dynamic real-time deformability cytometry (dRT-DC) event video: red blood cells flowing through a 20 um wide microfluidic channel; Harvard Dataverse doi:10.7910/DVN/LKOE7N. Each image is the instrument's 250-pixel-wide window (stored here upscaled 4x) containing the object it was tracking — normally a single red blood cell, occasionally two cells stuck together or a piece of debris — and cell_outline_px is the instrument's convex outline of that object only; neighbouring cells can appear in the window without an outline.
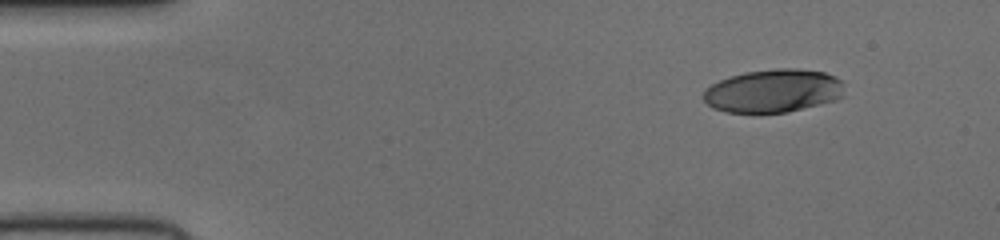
{"species": "human", "species_latin": "Homo sapiens", "temperature_condition": "cold", "stored_images_in_passage": 47, "camera_frame_rate_fps": 3000, "um_per_image_px": 0.085, "donor": {"sex": "female"}, "frame": {"image": 1, "passage_image": 1, "time_ms": 0.0, "image_size_px": [1000, 240], "cell_outline_px": [[844, 96], [836, 100], [788, 112], [760, 116], [724, 112], [712, 108], [700, 96], [704, 88], [728, 76], [744, 72], [776, 68], [796, 68], [824, 72], [836, 76], [844, 84]], "centroid_in_image_um": [65.68, 7.76], "position_along_channel_um": 19.3, "area_um2": 36.88}}
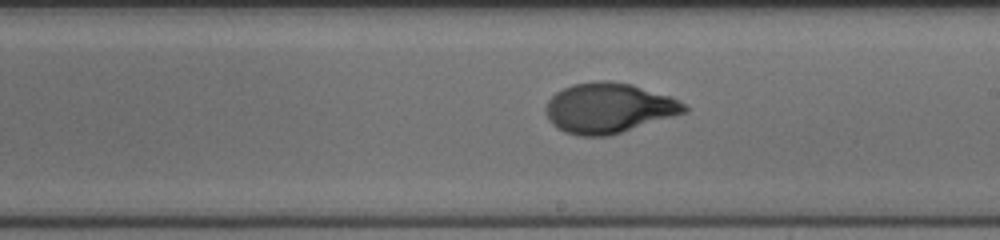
{"frame": {"image": 2, "passage_image": 25, "time_ms": 8.0, "image_size_px": [1000, 240], "cell_outline_px": [[688, 112], [612, 136], [580, 136], [564, 132], [556, 128], [548, 120], [544, 108], [548, 100], [556, 92], [572, 84], [596, 80], [608, 80], [632, 84], [672, 96], [684, 104], [688, 108]], "centroid_in_image_um": [51.75, 9.19], "position_along_channel_um": 237.3, "area_um2": 41.15}}
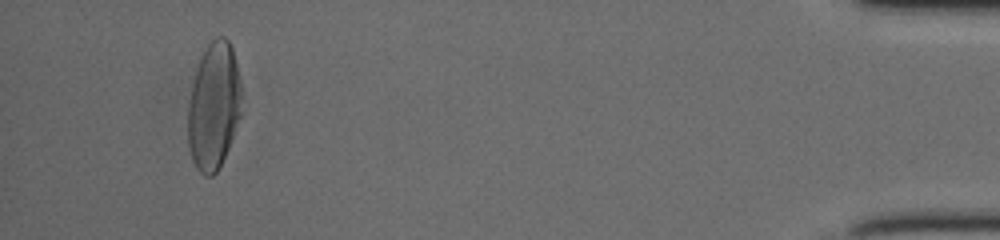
{"frame": {"image": 3, "passage_image": 44, "time_ms": 14.333, "image_size_px": [1000, 240], "cell_outline_px": [[240, 116], [228, 148], [216, 172], [212, 176], [204, 176], [196, 168], [192, 160], [188, 144], [188, 104], [196, 68], [204, 48], [216, 36], [224, 36], [228, 40], [232, 48], [240, 80]], "centroid_in_image_um": [18.15, 9.01], "position_along_channel_um": 417.1, "area_um2": 39.48}}